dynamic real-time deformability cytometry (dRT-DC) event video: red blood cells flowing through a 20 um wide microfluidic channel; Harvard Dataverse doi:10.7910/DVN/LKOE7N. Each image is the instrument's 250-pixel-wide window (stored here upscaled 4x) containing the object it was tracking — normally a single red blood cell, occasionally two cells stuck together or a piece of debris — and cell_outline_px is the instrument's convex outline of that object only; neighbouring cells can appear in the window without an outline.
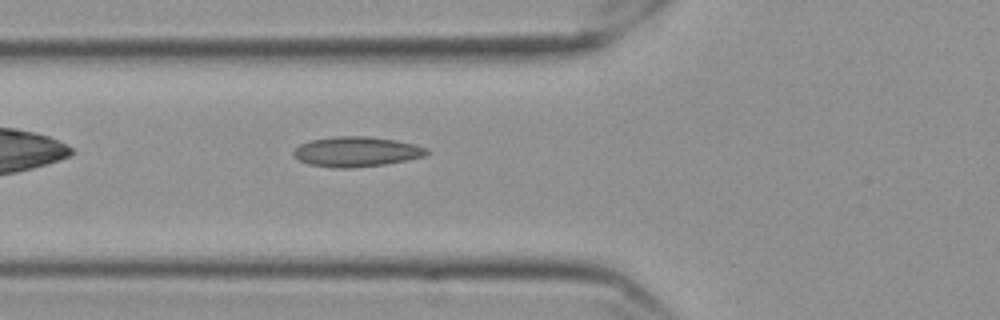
{"species": "Egyptian fruit bat (a non-hibernating species)", "species_latin": "Rousettus aegyptiacus", "temperature_condition": "cold", "stored_images_in_passage": 42, "camera_frame_rate_fps": 3000, "um_per_image_px": 0.085, "frame": {"image": 1, "passage_image": 6, "time_ms": 1.667, "image_size_px": [1000, 320], "cell_outline_px": [[432, 152], [424, 156], [384, 164], [348, 168], [340, 168], [308, 164], [300, 160], [292, 152], [300, 144], [308, 140], [336, 136], [368, 136], [396, 140], [416, 144], [428, 148]], "centroid_in_image_um": [30.32, 12.87], "position_along_channel_um": 95.5, "area_um2": 23.24}}
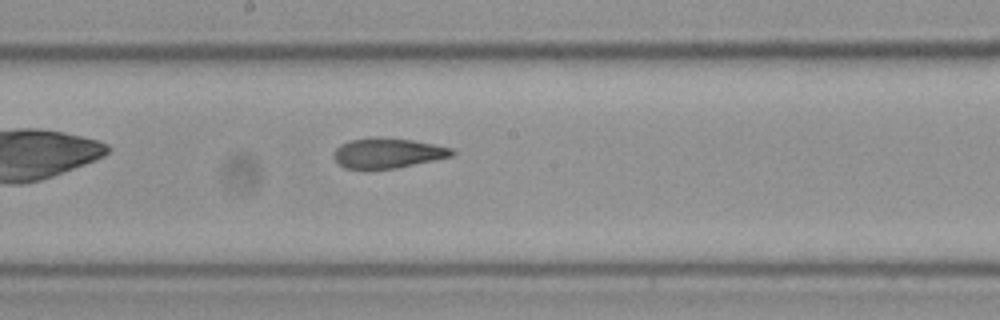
{"frame": {"image": 2, "passage_image": 16, "time_ms": 5.0, "image_size_px": [1000, 320], "cell_outline_px": [[456, 152], [452, 156], [396, 168], [344, 168], [332, 156], [332, 152], [340, 144], [348, 140], [376, 136], [380, 136], [412, 140], [452, 148]], "centroid_in_image_um": [32.91, 12.98], "position_along_channel_um": 215.3, "area_um2": 20.69}}
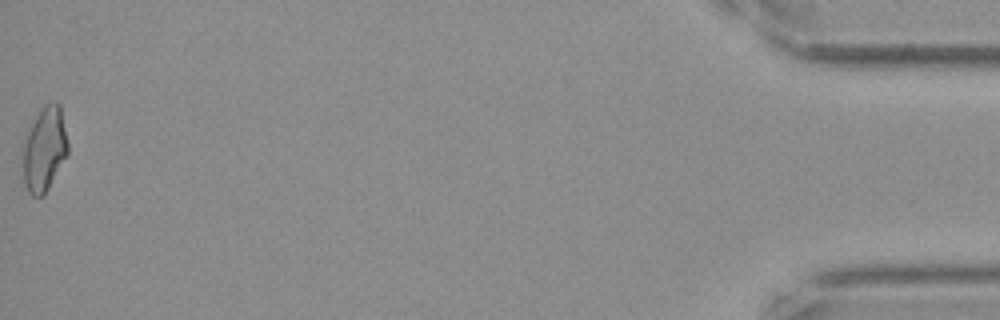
{"frame": {"image": 3, "passage_image": 42, "time_ms": 13.667, "image_size_px": [1000, 320], "cell_outline_px": [[68, 152], [48, 188], [40, 196], [32, 196], [28, 192], [24, 184], [24, 144], [28, 132], [36, 116], [44, 104], [52, 100], [56, 100], [60, 104], [68, 144]], "centroid_in_image_um": [3.8, 12.63], "position_along_channel_um": 431.4, "area_um2": 21.62}, "authors_computed_cell_mechanics": {"area_um2": 21.3282, "velocity_mm_per_s": 3.561, "shape_relaxation_time_tau1_ms": null, "shape_relaxation_time_tau2_ms": 2.4655, "deformation_change_tau1": null, "deformation_change_tau2": 0.094}}